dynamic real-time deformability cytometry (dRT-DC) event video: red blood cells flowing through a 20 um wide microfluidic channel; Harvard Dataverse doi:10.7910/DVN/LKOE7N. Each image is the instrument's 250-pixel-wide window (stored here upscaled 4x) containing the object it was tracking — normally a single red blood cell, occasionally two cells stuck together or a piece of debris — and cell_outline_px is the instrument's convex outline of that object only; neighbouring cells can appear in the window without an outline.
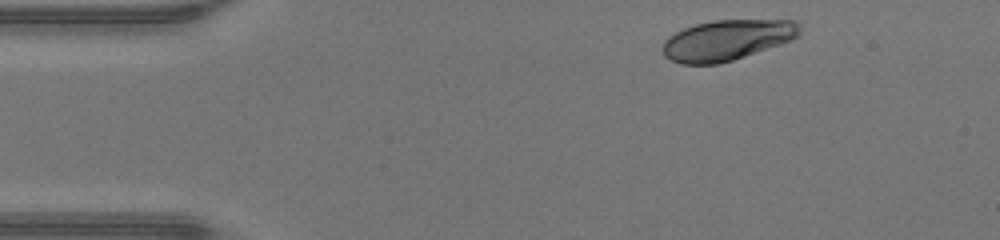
{"species": "human", "species_latin": "Homo sapiens", "temperature_condition": "warm", "stored_images_in_passage": 37, "camera_frame_rate_fps": 3000, "um_per_image_px": 0.085, "donor": {"sex": "male"}, "frame": {"image": 1, "passage_image": 1, "time_ms": 0.0, "image_size_px": [1000, 240], "cell_outline_px": [[800, 36], [792, 40], [720, 64], [680, 64], [664, 56], [664, 40], [668, 36], [684, 28], [696, 24], [712, 20], [796, 20], [800, 24]], "centroid_in_image_um": [61.82, 3.4], "position_along_channel_um": 23.2, "area_um2": 32.31}}
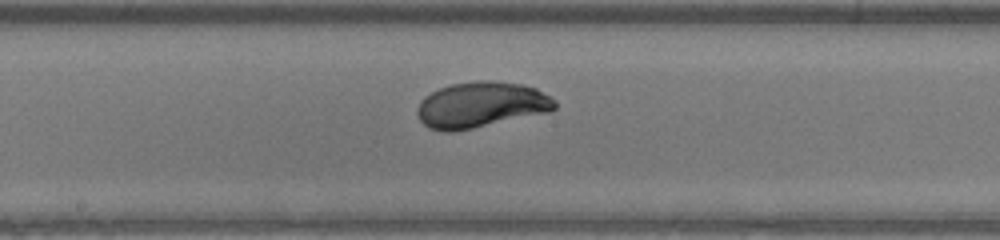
{"frame": {"image": 2, "passage_image": 19, "time_ms": 6.0, "image_size_px": [1000, 240], "cell_outline_px": [[556, 108], [548, 112], [472, 128], [452, 132], [444, 132], [428, 128], [420, 120], [416, 112], [420, 100], [424, 96], [440, 88], [452, 84], [480, 80], [492, 80], [520, 84], [536, 88], [556, 100]], "centroid_in_image_um": [40.87, 8.91], "position_along_channel_um": 207.3, "area_um2": 36.59}}
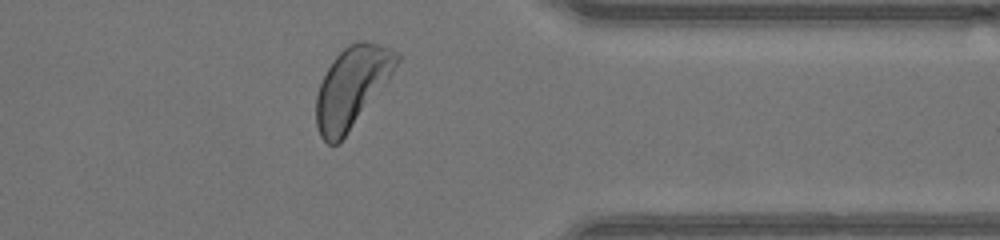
{"frame": {"image": 3, "passage_image": 32, "time_ms": 10.333, "image_size_px": [1000, 240], "cell_outline_px": [[400, 60], [388, 80], [344, 136], [336, 144], [328, 144], [320, 136], [316, 124], [316, 96], [320, 84], [332, 60], [348, 44], [360, 40], [364, 40], [392, 48], [400, 52]], "centroid_in_image_um": [29.91, 7.34], "position_along_channel_um": 381.5, "area_um2": 37.22}, "authors_computed_cell_mechanics": {"area_um2": 35.8938, "velocity_mm_per_s": 4.333, "shape_relaxation_time_tau1_ms": 3.5378, "shape_relaxation_time_tau2_ms": null, "deformation_change_tau1": 0.2075, "deformation_change_tau2": null}}